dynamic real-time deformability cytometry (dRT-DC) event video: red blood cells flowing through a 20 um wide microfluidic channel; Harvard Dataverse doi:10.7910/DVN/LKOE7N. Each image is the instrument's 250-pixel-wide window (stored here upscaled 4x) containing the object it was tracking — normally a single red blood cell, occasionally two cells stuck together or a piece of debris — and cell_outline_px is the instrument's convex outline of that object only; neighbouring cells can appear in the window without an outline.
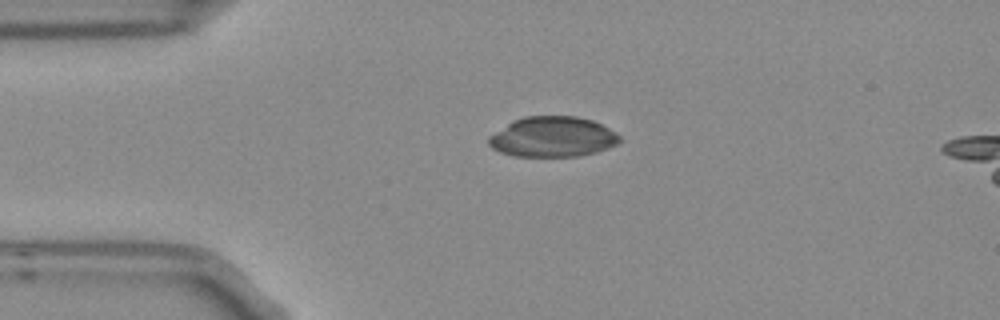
{"species": "Egyptian fruit bat (a non-hibernating species)", "species_latin": "Rousettus aegyptiacus", "temperature_condition": "room temperature", "stored_images_in_passage": 2, "camera_frame_rate_fps": 3000, "um_per_image_px": 0.085, "frame": {"image": 1, "passage_image": 1, "time_ms": 0.0, "image_size_px": [1000, 320], "cell_outline_px": [[620, 140], [616, 144], [608, 148], [596, 152], [580, 156], [512, 156], [500, 152], [492, 148], [488, 144], [488, 136], [512, 120], [524, 116], [576, 116], [592, 120], [608, 128], [620, 136]], "centroid_in_image_um": [46.93, 11.63], "position_along_channel_um": 38.1, "area_um2": 30.81}}